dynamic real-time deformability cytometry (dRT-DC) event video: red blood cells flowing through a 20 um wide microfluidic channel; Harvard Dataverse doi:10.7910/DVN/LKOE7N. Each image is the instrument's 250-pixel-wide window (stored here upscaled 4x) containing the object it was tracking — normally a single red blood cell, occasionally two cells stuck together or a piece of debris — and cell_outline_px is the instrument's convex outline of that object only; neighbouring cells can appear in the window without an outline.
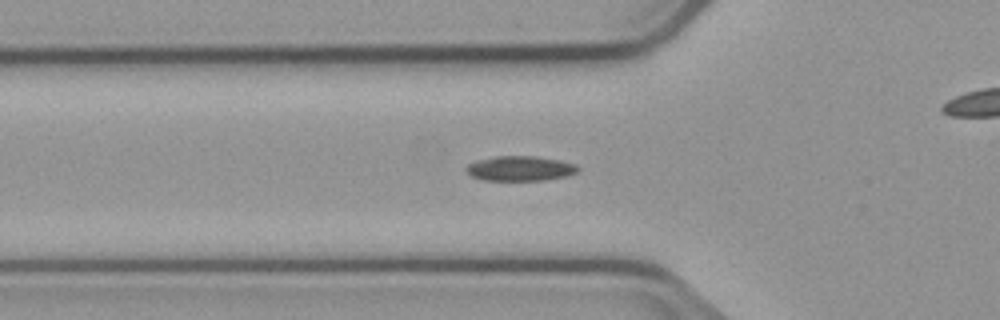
{"species": "common noctule bat (a hibernating species)", "species_latin": "Nyctalus noctula", "temperature_condition": "cold", "stored_images_in_passage": 47, "camera_frame_rate_fps": 3000, "um_per_image_px": 0.085, "animal": {"sex": "male", "body_mass_g": 23.1, "forearm_length_mm": 52.7}, "frame": {"image": 1, "passage_image": 10, "time_ms": 3.0, "image_size_px": [1000, 320], "cell_outline_px": [[580, 168], [576, 172], [568, 176], [544, 180], [484, 180], [472, 176], [464, 168], [468, 164], [476, 160], [496, 156], [536, 156], [560, 160], [576, 164]], "centroid_in_image_um": [44.23, 14.31], "position_along_channel_um": 81.6, "area_um2": 16.24}}
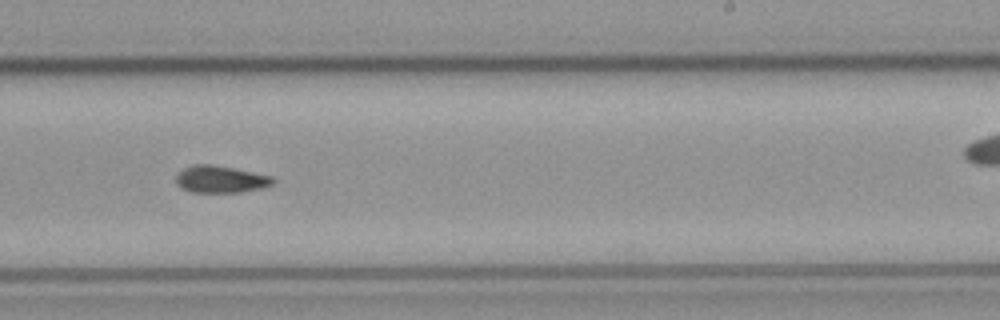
{"frame": {"image": 2, "passage_image": 25, "time_ms": 8.0, "image_size_px": [1000, 320], "cell_outline_px": [[276, 180], [272, 184], [260, 188], [240, 192], [192, 192], [180, 188], [176, 184], [176, 172], [192, 164], [212, 164], [272, 176]], "centroid_in_image_um": [18.69, 15.23], "position_along_channel_um": 270.3, "area_um2": 15.32}}
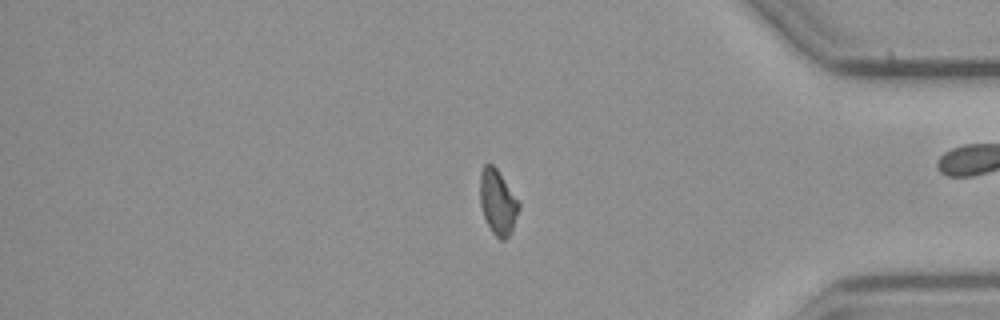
{"frame": {"image": 3, "passage_image": 37, "time_ms": 12.0, "image_size_px": [1000, 320], "cell_outline_px": [[520, 208], [512, 228], [508, 236], [504, 240], [500, 240], [492, 232], [484, 216], [480, 204], [480, 172], [484, 164], [492, 164], [496, 168], [520, 204]], "centroid_in_image_um": [42.29, 17.18], "position_along_channel_um": 392.9, "area_um2": 14.39}}